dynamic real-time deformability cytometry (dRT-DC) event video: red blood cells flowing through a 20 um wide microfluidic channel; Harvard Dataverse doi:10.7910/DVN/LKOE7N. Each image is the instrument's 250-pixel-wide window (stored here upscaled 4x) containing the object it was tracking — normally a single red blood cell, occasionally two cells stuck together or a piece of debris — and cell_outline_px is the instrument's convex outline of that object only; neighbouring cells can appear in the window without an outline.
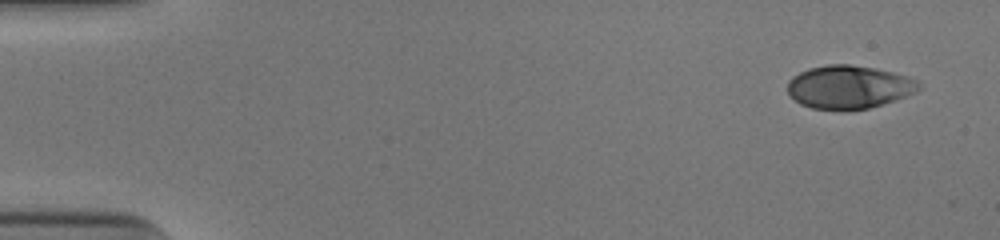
{"species": "human", "species_latin": "Homo sapiens", "temperature_condition": "cold", "stored_images_in_passage": 50, "camera_frame_rate_fps": 3000, "um_per_image_px": 0.085, "donor": {"sex": "male"}, "frame": {"image": 1, "passage_image": 1, "time_ms": 0.0, "image_size_px": [1000, 240], "cell_outline_px": [[920, 88], [916, 92], [896, 100], [868, 108], [812, 108], [800, 104], [788, 92], [788, 80], [800, 72], [812, 68], [828, 64], [848, 64], [872, 68], [904, 76], [916, 80], [920, 84]], "centroid_in_image_um": [72.15, 7.38], "position_along_channel_um": 12.8, "area_um2": 32.14}}
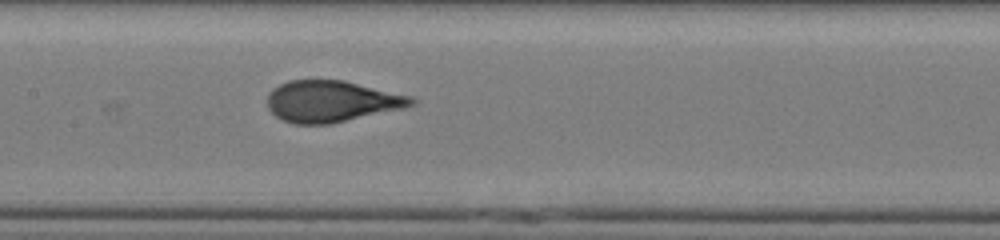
{"frame": {"image": 2, "passage_image": 24, "time_ms": 7.667, "image_size_px": [1000, 240], "cell_outline_px": [[416, 104], [404, 108], [332, 124], [296, 124], [284, 120], [276, 116], [268, 108], [268, 92], [272, 88], [288, 80], [344, 80], [412, 96], [416, 100]], "centroid_in_image_um": [28.2, 8.61], "position_along_channel_um": 179.2, "area_um2": 34.91}}
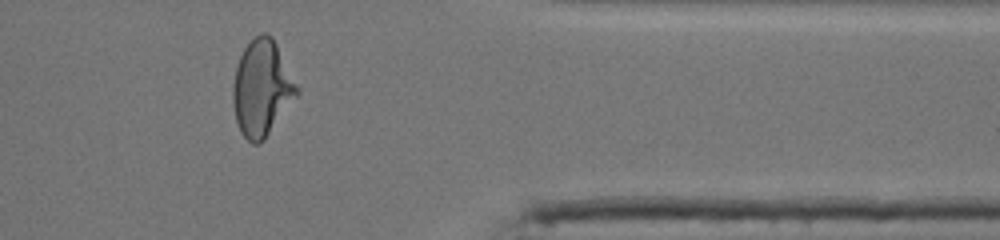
{"frame": {"image": 3, "passage_image": 41, "time_ms": 13.333, "image_size_px": [1000, 240], "cell_outline_px": [[300, 92], [264, 140], [260, 144], [252, 144], [240, 132], [236, 120], [232, 100], [232, 88], [236, 68], [240, 56], [244, 48], [260, 32], [264, 32], [272, 36], [300, 88]], "centroid_in_image_um": [22.26, 7.51], "position_along_channel_um": 389.1, "area_um2": 35.78}, "authors_computed_cell_mechanics": {"area_um2": 34.6222, "velocity_mm_per_s": 3.9788, "shape_relaxation_time_tau1_ms": 6.8018, "shape_relaxation_time_tau2_ms": null, "deformation_change_tau1": 0.2396, "deformation_change_tau2": null}}